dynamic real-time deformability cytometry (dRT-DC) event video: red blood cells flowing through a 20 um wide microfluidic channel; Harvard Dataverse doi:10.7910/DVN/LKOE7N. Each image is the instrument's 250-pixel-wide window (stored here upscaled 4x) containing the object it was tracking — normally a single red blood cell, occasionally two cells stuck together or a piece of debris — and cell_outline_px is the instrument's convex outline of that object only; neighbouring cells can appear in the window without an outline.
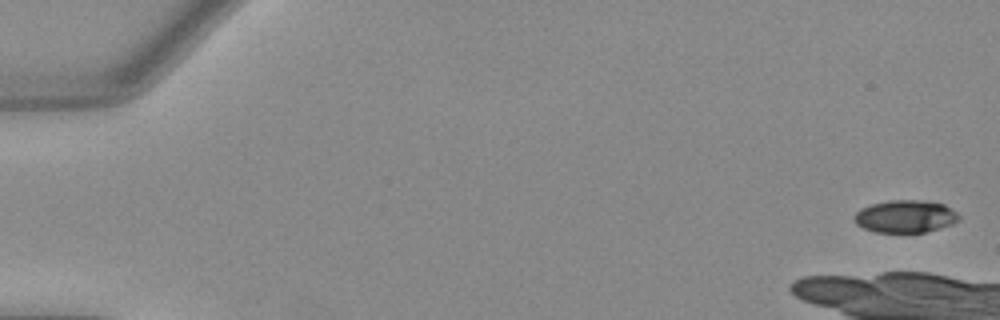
{"species": "Egyptian fruit bat (a non-hibernating species)", "species_latin": "Rousettus aegyptiacus", "temperature_condition": "warm", "stored_images_in_passage": 10, "camera_frame_rate_fps": 3000, "um_per_image_px": 0.085, "animal": {"sex": "female"}, "frame": {"image": 1, "passage_image": 1, "time_ms": 0.0, "image_size_px": [1000, 320], "cell_outline_px": [[960, 220], [952, 224], [940, 228], [924, 232], [876, 232], [864, 228], [856, 224], [852, 220], [856, 212], [860, 208], [872, 204], [888, 200], [920, 200], [944, 204], [956, 212], [960, 216]], "centroid_in_image_um": [76.94, 18.39], "position_along_channel_um": 8.1, "area_um2": 19.88}}